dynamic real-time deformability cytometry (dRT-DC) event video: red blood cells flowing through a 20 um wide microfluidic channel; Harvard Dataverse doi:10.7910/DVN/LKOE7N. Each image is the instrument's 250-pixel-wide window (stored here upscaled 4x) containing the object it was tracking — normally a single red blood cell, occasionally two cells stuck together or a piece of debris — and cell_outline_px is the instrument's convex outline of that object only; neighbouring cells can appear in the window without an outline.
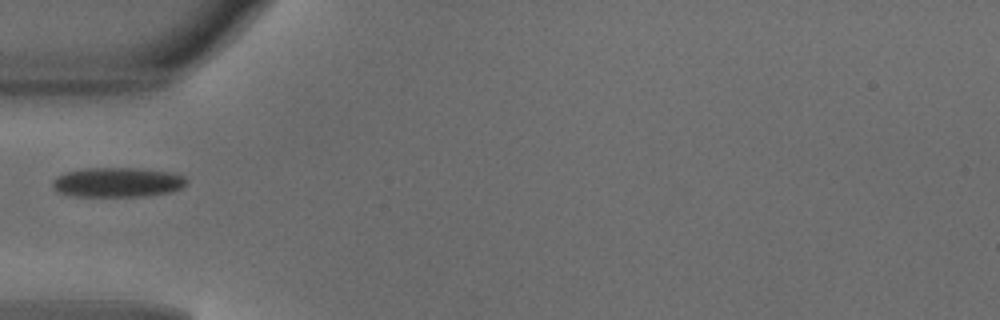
{"species": "common noctule bat (a hibernating species)", "species_latin": "Nyctalus noctula", "temperature_condition": "warm", "stored_images_in_passage": 34, "camera_frame_rate_fps": 3000, "um_per_image_px": 0.085, "animal": {"sex": "male", "body_mass_g": 18.8}, "frame": {"image": 1, "passage_image": 1, "time_ms": 0.0, "image_size_px": [1000, 320], "cell_outline_px": [[188, 184], [172, 192], [148, 196], [76, 196], [56, 192], [52, 188], [52, 180], [56, 176], [64, 172], [88, 168], [140, 168], [168, 172], [184, 176], [188, 180]], "centroid_in_image_um": [9.98, 15.5], "position_along_channel_um": 75.0, "area_um2": 23.41}}
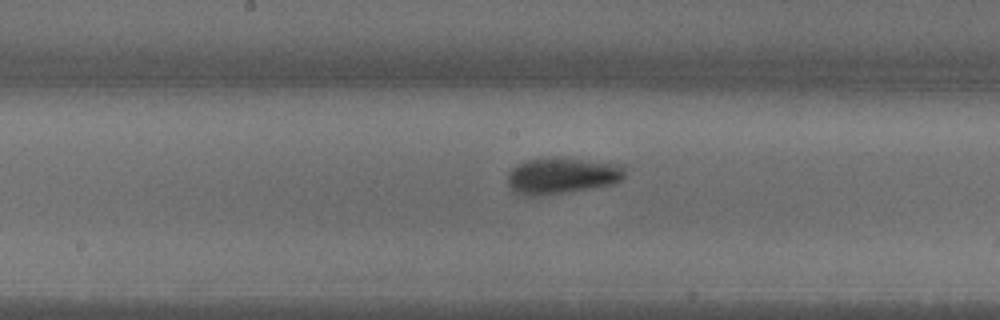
{"frame": {"image": 2, "passage_image": 10, "time_ms": 3.0, "image_size_px": [1000, 320], "cell_outline_px": [[624, 176], [616, 184], [540, 196], [524, 196], [512, 192], [508, 184], [508, 172], [516, 164], [524, 160], [540, 156], [624, 164]], "centroid_in_image_um": [47.7, 14.93], "position_along_channel_um": 200.5, "area_um2": 25.2}}
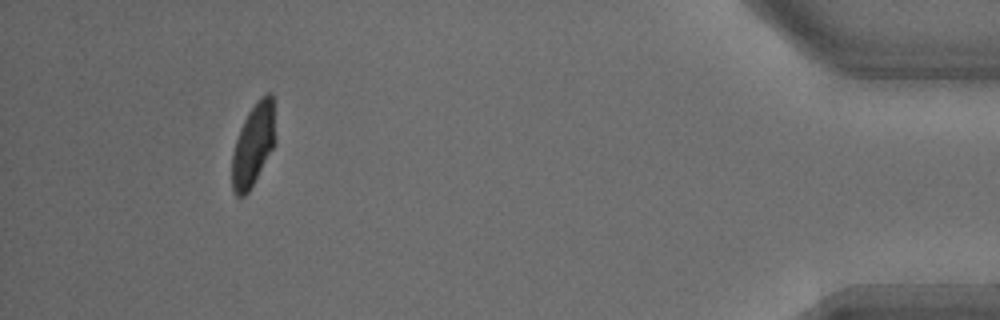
{"frame": {"image": 3, "passage_image": 30, "time_ms": 9.667, "image_size_px": [1000, 320], "cell_outline_px": [[276, 144], [248, 192], [244, 196], [236, 196], [232, 188], [232, 152], [240, 128], [248, 112], [256, 100], [260, 96], [268, 92], [272, 92], [276, 136]], "centroid_in_image_um": [21.55, 12.27], "position_along_channel_um": 413.7, "area_um2": 21.1}}